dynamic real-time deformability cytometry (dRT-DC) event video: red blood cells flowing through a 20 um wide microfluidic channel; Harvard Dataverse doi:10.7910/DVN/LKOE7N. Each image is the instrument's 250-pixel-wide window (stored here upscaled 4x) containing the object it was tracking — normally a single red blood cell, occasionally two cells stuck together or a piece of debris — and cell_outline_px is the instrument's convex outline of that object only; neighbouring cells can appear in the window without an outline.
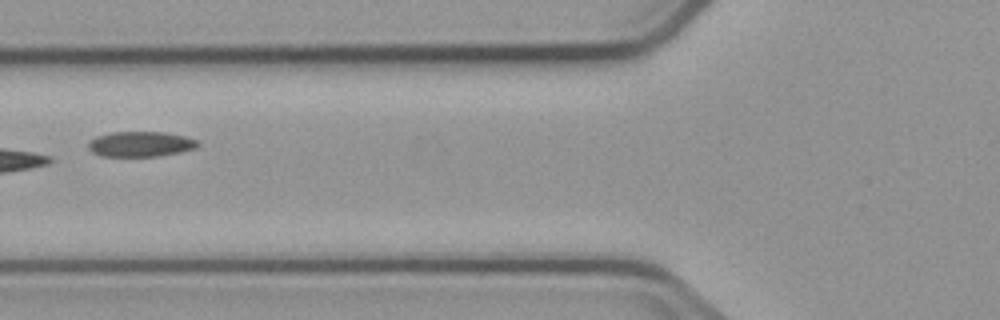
{"species": "common noctule bat (a hibernating species)", "species_latin": "Nyctalus noctula", "temperature_condition": "cold", "stored_images_in_passage": 5, "camera_frame_rate_fps": 3000, "um_per_image_px": 0.085, "animal": {"sex": "male", "body_mass_g": 23.1, "forearm_length_mm": 52.7}, "frame": {"image": 1, "passage_image": 5, "time_ms": 4.667, "image_size_px": [1000, 320], "cell_outline_px": [[200, 144], [196, 148], [180, 152], [156, 156], [104, 156], [92, 152], [88, 148], [88, 144], [96, 136], [112, 132], [164, 132], [184, 136], [196, 140]], "centroid_in_image_um": [11.95, 12.24], "position_along_channel_um": 113.8, "area_um2": 15.95}}